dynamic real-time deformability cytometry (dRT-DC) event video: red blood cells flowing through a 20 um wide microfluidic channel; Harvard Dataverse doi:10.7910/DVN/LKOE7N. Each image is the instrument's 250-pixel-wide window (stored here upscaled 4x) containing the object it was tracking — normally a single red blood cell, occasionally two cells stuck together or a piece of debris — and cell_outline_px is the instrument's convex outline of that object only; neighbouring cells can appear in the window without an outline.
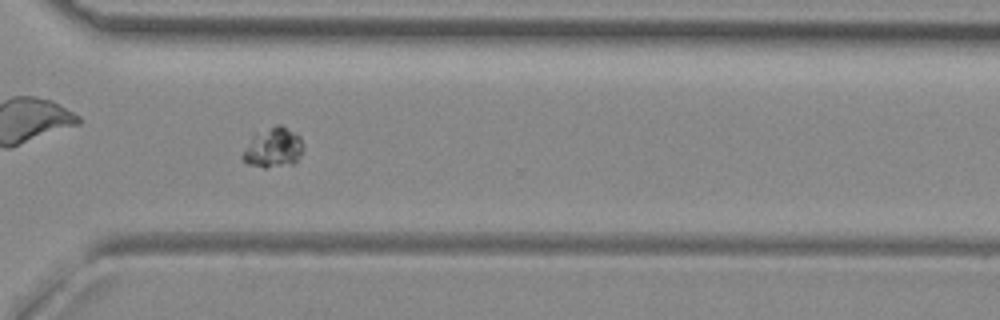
{"species": "common noctule bat (a hibernating species)", "species_latin": "Nyctalus noctula", "temperature_condition": "room temperature", "stored_images_in_passage": 55, "camera_frame_rate_fps": 3000, "um_per_image_px": 0.085, "animal": {"sex": "female", "body_mass_g": 29.2, "forearm_length_mm": 56.3}, "frame": {"image": 1, "passage_image": 40, "time_ms": 13.0, "image_size_px": [1000, 320], "cell_outline_px": [[300, 156], [296, 164], [264, 168], [248, 164], [240, 156], [244, 148], [252, 136], [256, 132], [276, 124], [280, 124], [300, 136]], "centroid_in_image_um": [23.17, 12.56], "position_along_channel_um": 347.4, "area_um2": 14.1}}